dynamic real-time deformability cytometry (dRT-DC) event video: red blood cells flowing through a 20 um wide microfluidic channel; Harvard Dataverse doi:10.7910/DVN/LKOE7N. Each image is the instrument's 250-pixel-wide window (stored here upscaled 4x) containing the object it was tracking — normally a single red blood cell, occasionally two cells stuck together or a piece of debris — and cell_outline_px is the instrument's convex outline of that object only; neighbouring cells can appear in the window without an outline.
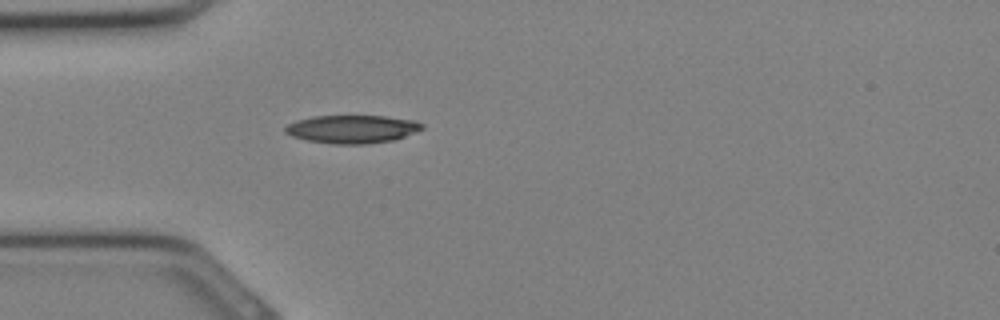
{"species": "Egyptian fruit bat (a non-hibernating species)", "species_latin": "Rousettus aegyptiacus", "temperature_condition": "cold", "stored_images_in_passage": 24, "camera_frame_rate_fps": 3000, "um_per_image_px": 0.085, "animal": {"sex": "female"}, "frame": {"image": 1, "passage_image": 1, "time_ms": 0.0, "image_size_px": [1000, 320], "cell_outline_px": [[424, 128], [416, 132], [392, 140], [364, 144], [332, 144], [308, 140], [292, 136], [284, 132], [284, 128], [288, 124], [296, 120], [312, 116], [384, 116], [416, 120], [424, 124]], "centroid_in_image_um": [29.93, 10.97], "position_along_channel_um": 55.1, "area_um2": 22.43}}
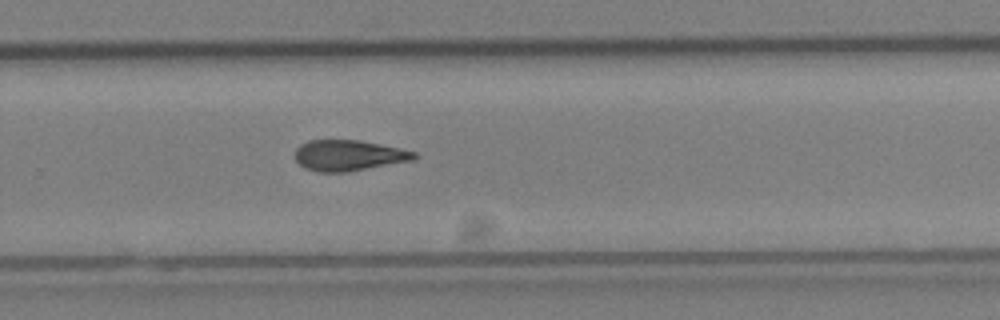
{"frame": {"image": 2, "passage_image": 13, "time_ms": 4.0, "image_size_px": [1000, 320], "cell_outline_px": [[416, 156], [412, 160], [348, 172], [316, 172], [304, 168], [296, 160], [296, 148], [300, 144], [308, 140], [360, 140], [416, 152]], "centroid_in_image_um": [29.58, 13.21], "position_along_channel_um": 300.2, "area_um2": 21.21}}
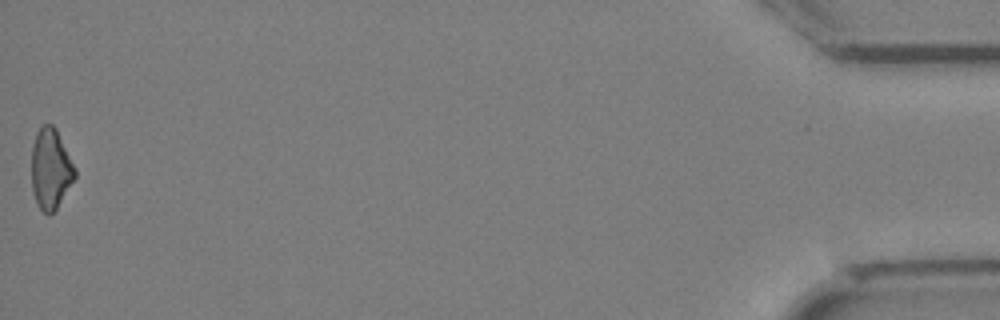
{"frame": {"image": 3, "passage_image": 24, "time_ms": 7.667, "image_size_px": [1000, 320], "cell_outline_px": [[76, 176], [56, 208], [48, 216], [36, 204], [32, 192], [32, 144], [36, 132], [44, 124], [52, 124], [56, 128], [76, 168]], "centroid_in_image_um": [4.29, 14.34], "position_along_channel_um": 430.9, "area_um2": 20.35}}